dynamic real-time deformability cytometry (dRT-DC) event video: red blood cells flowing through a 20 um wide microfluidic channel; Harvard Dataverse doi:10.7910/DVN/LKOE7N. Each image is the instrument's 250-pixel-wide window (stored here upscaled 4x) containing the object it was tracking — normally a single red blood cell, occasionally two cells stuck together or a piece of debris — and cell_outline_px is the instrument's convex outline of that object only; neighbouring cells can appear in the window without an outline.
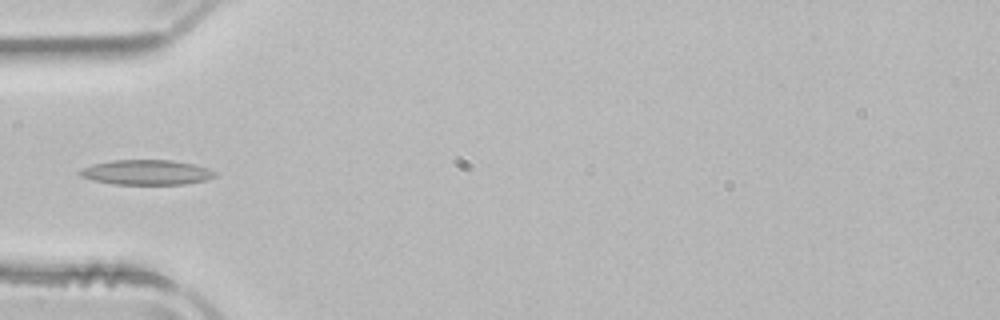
{"species": "common noctule bat (a hibernating species)", "species_latin": "Nyctalus noctula", "temperature_condition": "room temperature", "stored_images_in_passage": 1, "camera_frame_rate_fps": 3000, "um_per_image_px": 0.085, "animal": {"sex": "male", "body_mass_g": 21.5, "forearm_length_mm": 52.0}, "frame": {"image": 1, "passage_image": 1, "time_ms": 0.0, "image_size_px": [1000, 320], "cell_outline_px": [[216, 176], [204, 180], [184, 184], [112, 184], [92, 180], [80, 176], [80, 168], [92, 164], [112, 160], [172, 160], [192, 164], [208, 168], [216, 172]], "centroid_in_image_um": [12.42, 14.64], "position_along_channel_um": 72.6, "area_um2": 19.59}}